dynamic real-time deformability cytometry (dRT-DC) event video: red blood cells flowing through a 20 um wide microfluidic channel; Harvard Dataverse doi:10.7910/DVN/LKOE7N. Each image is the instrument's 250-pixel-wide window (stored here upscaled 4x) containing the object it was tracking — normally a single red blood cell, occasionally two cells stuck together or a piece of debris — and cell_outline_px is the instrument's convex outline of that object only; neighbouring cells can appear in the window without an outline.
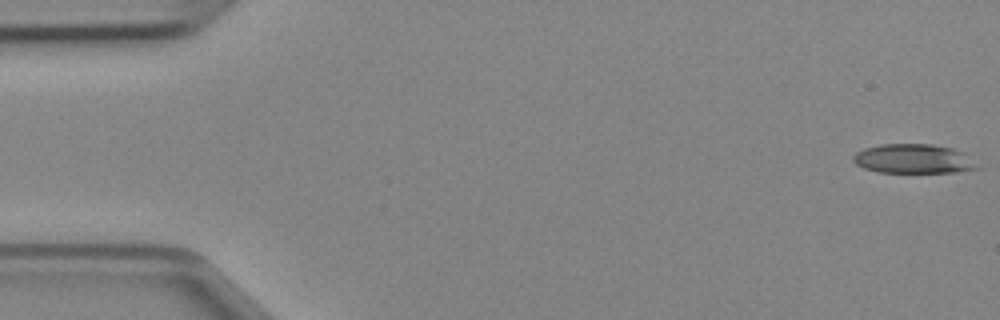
{"species": "Egyptian fruit bat (a non-hibernating species)", "species_latin": "Rousettus aegyptiacus", "temperature_condition": "cold", "stored_images_in_passage": 12, "camera_frame_rate_fps": 3000, "um_per_image_px": 0.085, "animal": {"sex": "female"}, "frame": {"image": 1, "passage_image": 1, "time_ms": 0.0, "image_size_px": [1000, 320], "cell_outline_px": [[984, 168], [956, 172], [880, 172], [864, 168], [856, 164], [852, 160], [852, 156], [856, 152], [864, 148], [880, 144], [932, 144], [952, 148], [964, 152]], "centroid_in_image_um": [77.69, 13.5], "position_along_channel_um": 7.3, "area_um2": 21.44}}